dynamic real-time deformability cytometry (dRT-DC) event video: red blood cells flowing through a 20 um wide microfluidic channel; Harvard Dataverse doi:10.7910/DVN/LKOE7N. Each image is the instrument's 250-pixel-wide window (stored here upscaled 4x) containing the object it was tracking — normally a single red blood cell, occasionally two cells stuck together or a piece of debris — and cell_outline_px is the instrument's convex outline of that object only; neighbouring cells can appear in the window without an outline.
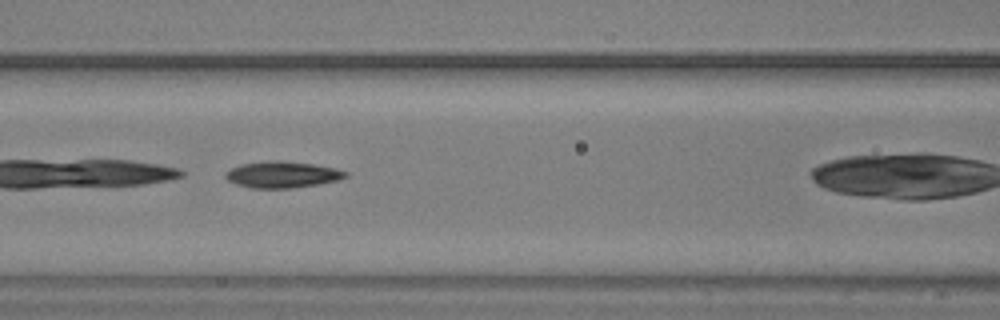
{"species": "common noctule bat (a hibernating species)", "species_latin": "Nyctalus noctula", "temperature_condition": "warm", "stored_images_in_passage": 30, "camera_frame_rate_fps": 3000, "um_per_image_px": 0.085, "animal": {"sex": "male", "body_mass_g": 20.5, "forearm_length_mm": 52.5}, "frame": {"image": 1, "passage_image": 9, "time_ms": 2.667, "image_size_px": [1000, 320], "cell_outline_px": [[348, 176], [336, 180], [316, 184], [292, 188], [248, 188], [236, 184], [228, 180], [224, 176], [224, 172], [240, 164], [272, 160], [276, 160], [312, 164], [336, 168], [348, 172]], "centroid_in_image_um": [23.95, 14.84], "position_along_channel_um": 142.6, "area_um2": 18.38}}